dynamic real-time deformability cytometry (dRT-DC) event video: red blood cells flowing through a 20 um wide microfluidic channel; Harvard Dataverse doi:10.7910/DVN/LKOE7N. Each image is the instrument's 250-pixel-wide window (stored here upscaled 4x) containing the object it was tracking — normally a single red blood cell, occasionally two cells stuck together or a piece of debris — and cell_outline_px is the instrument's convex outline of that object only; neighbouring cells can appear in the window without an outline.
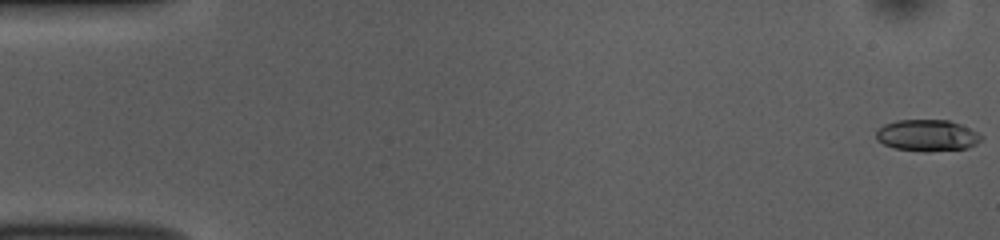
{"species": "common noctule bat (a hibernating species)", "species_latin": "Nyctalus noctula", "temperature_condition": "room temperature", "stored_images_in_passage": 53, "camera_frame_rate_fps": 3000, "um_per_image_px": 0.085, "animal": {"sex": "female", "body_mass_g": 10.0, "forearm_length_mm": 53.1}, "frame": {"image": 1, "passage_image": 1, "time_ms": 0.0, "image_size_px": [1000, 240], "cell_outline_px": [[984, 136], [976, 144], [968, 148], [924, 152], [892, 148], [876, 140], [876, 128], [884, 124], [896, 120], [948, 120], [960, 124]], "centroid_in_image_um": [78.77, 11.51], "position_along_channel_um": 6.2, "area_um2": 19.48}}
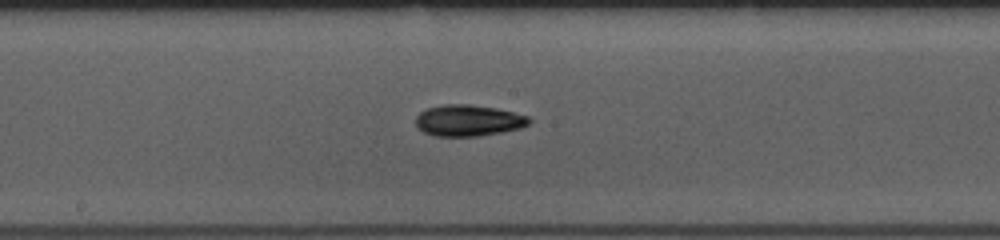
{"frame": {"image": 2, "passage_image": 28, "time_ms": 9.0, "image_size_px": [1000, 240], "cell_outline_px": [[532, 120], [528, 124], [520, 128], [500, 132], [476, 136], [436, 136], [424, 132], [416, 128], [416, 116], [420, 112], [428, 108], [444, 104], [468, 104], [496, 108], [528, 116]], "centroid_in_image_um": [39.78, 10.24], "position_along_channel_um": 208.4, "area_um2": 20.58}}
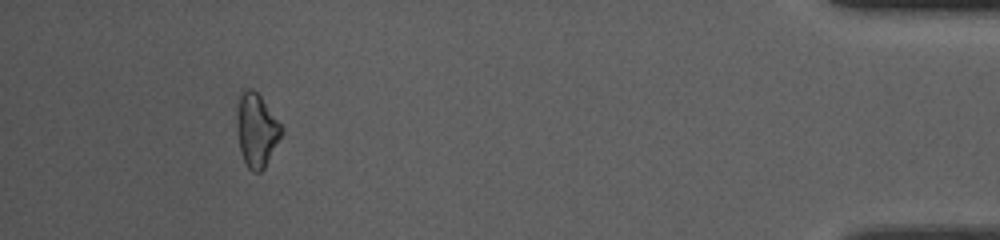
{"frame": {"image": 3, "passage_image": 49, "time_ms": 16.0, "image_size_px": [1000, 240], "cell_outline_px": [[284, 128], [264, 168], [260, 172], [252, 172], [248, 168], [240, 152], [236, 128], [236, 112], [240, 92], [248, 88], [252, 88], [260, 96]], "centroid_in_image_um": [21.77, 11.04], "position_along_channel_um": 413.4, "area_um2": 19.02}, "authors_computed_cell_mechanics": {"area_um2": 19.3052, "velocity_mm_per_s": 3.8299, "shape_relaxation_time_tau1_ms": 2.272, "shape_relaxation_time_tau2_ms": null, "deformation_change_tau1": 0.0821, "deformation_change_tau2": null}}